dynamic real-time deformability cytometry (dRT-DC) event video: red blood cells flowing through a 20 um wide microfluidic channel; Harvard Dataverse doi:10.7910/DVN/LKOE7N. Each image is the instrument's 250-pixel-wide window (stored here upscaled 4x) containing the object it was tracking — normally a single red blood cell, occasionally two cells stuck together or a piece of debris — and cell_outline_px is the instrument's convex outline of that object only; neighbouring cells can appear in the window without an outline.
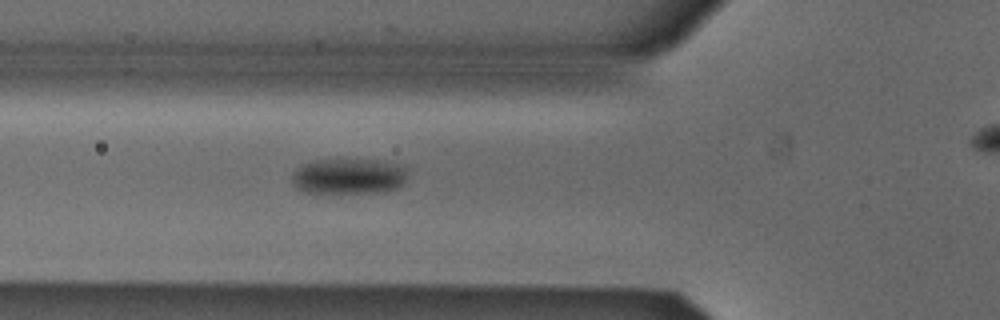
{"species": "Egyptian fruit bat (a non-hibernating species)", "species_latin": "Rousettus aegyptiacus", "temperature_condition": "cold", "stored_images_in_passage": 7, "camera_frame_rate_fps": 3000, "um_per_image_px": 0.085, "animal": {"sex": "male"}, "frame": {"image": 1, "passage_image": 6, "time_ms": 1.667, "image_size_px": [1000, 320], "cell_outline_px": [[404, 184], [396, 188], [384, 192], [308, 192], [296, 188], [292, 180], [292, 176], [304, 164], [312, 160], [380, 160], [400, 168], [404, 172]], "centroid_in_image_um": [29.59, 14.99], "position_along_channel_um": 96.2, "area_um2": 23.12}}